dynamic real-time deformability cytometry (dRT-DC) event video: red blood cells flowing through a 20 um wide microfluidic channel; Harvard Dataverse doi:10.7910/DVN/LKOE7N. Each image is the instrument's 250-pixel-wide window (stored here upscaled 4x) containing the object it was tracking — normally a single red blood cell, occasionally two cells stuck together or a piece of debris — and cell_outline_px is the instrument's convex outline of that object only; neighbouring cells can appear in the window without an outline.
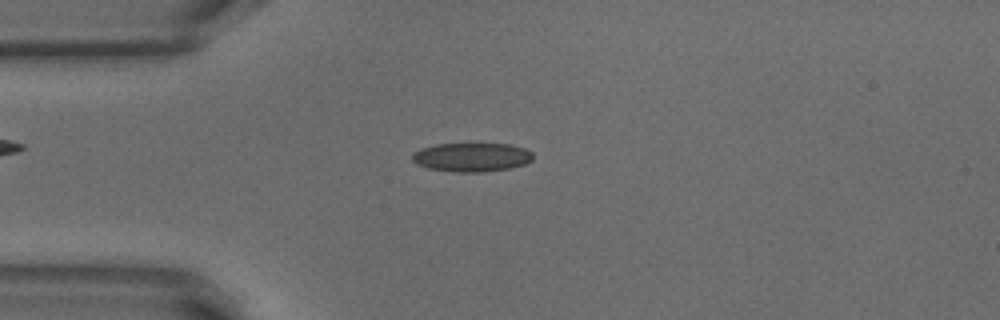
{"species": "common noctule bat (a hibernating species)", "species_latin": "Nyctalus noctula", "temperature_condition": "warm", "stored_images_in_passage": 42, "camera_frame_rate_fps": 3000, "um_per_image_px": 0.085, "animal": {"sex": "male", "body_mass_g": 18.8}, "frame": {"image": 1, "passage_image": 3, "time_ms": 0.667, "image_size_px": [1000, 320], "cell_outline_px": [[532, 160], [524, 164], [508, 168], [480, 172], [456, 172], [428, 168], [416, 164], [412, 160], [412, 152], [420, 148], [436, 144], [468, 140], [508, 144], [524, 148], [532, 152]], "centroid_in_image_um": [40.05, 13.3], "position_along_channel_um": 45.0, "area_um2": 21.27}}
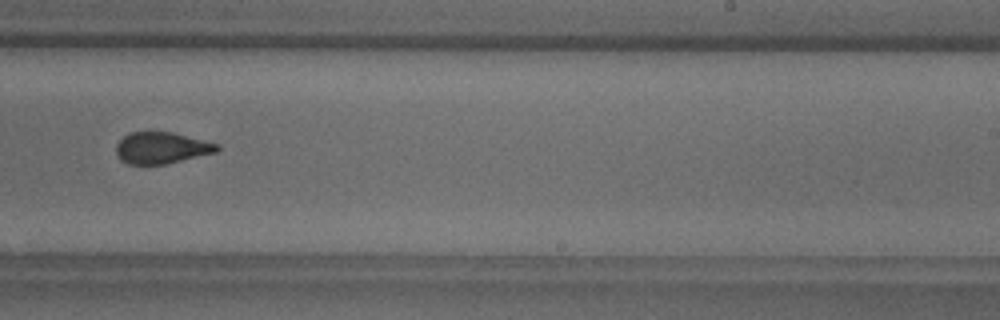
{"frame": {"image": 2, "passage_image": 22, "time_ms": 7.0, "image_size_px": [1000, 320], "cell_outline_px": [[220, 148], [216, 152], [164, 164], [128, 164], [120, 160], [116, 156], [116, 144], [128, 132], [172, 132], [216, 144]], "centroid_in_image_um": [13.65, 12.57], "position_along_channel_um": 275.3, "area_um2": 18.26}}
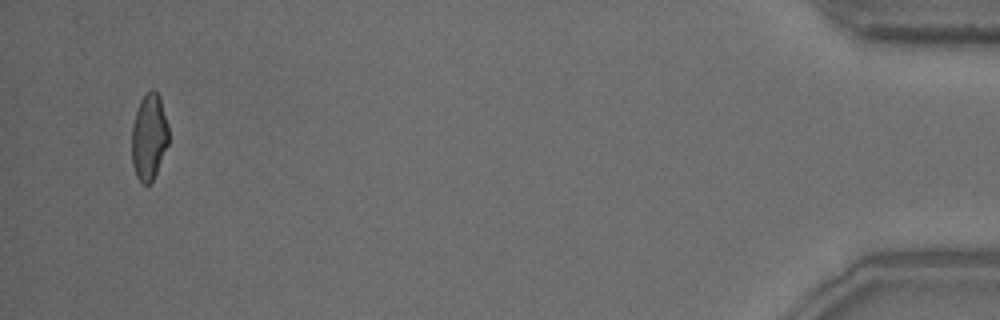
{"frame": {"image": 3, "passage_image": 40, "time_ms": 13.0, "image_size_px": [1000, 320], "cell_outline_px": [[168, 144], [156, 172], [152, 180], [148, 184], [144, 184], [136, 176], [132, 164], [132, 124], [140, 100], [152, 88], [160, 96], [168, 124]], "centroid_in_image_um": [12.66, 11.61], "position_along_channel_um": 422.5, "area_um2": 18.38}, "authors_computed_cell_mechanics": {"area_um2": 19.5942, "velocity_mm_per_s": 3.8529, "shape_relaxation_time_tau1_ms": 7.1765, "shape_relaxation_time_tau2_ms": 1.2855, "deformation_change_tau1": 0.1747, "deformation_change_tau2": 0.0652}}